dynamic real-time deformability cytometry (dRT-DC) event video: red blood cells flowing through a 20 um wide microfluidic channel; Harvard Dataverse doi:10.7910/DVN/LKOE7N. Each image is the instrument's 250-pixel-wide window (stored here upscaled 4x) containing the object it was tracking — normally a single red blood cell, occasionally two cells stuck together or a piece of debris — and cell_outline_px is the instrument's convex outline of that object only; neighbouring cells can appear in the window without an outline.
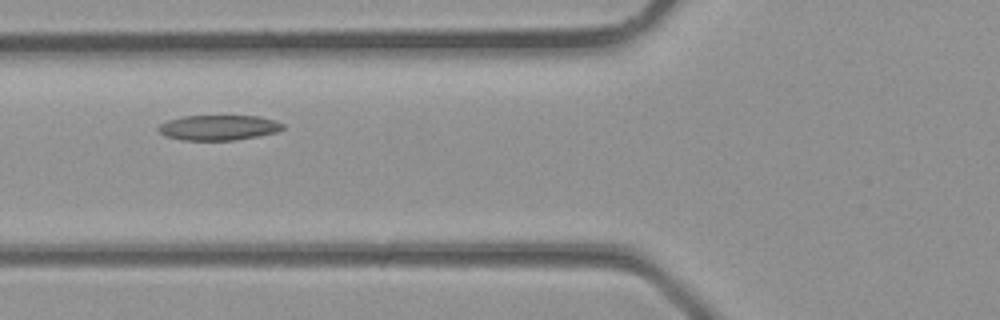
{"species": "common noctule bat (a hibernating species)", "species_latin": "Nyctalus noctula", "temperature_condition": "room temperature", "stored_images_in_passage": 4, "camera_frame_rate_fps": 3000, "um_per_image_px": 0.085, "animal": {"sex": "male", "body_mass_g": 23.1, "forearm_length_mm": 52.7}, "frame": {"image": 1, "passage_image": 4, "time_ms": 1.0, "image_size_px": [1000, 320], "cell_outline_px": [[284, 128], [276, 132], [236, 140], [184, 140], [164, 136], [156, 128], [160, 124], [168, 120], [184, 116], [260, 116], [276, 120], [284, 124]], "centroid_in_image_um": [18.58, 10.84], "position_along_channel_um": 107.2, "area_um2": 18.26}}